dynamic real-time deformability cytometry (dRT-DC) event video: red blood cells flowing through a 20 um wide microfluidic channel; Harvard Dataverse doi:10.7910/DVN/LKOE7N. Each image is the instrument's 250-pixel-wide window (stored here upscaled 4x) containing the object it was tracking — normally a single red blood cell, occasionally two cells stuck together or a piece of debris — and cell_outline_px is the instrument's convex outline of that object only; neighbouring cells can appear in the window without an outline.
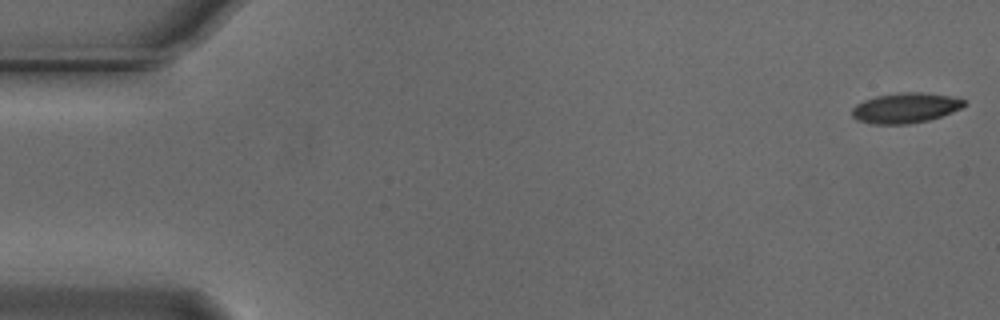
{"species": "Egyptian fruit bat (a non-hibernating species)", "species_latin": "Rousettus aegyptiacus", "temperature_condition": "cold", "stored_images_in_passage": 54, "camera_frame_rate_fps": 3000, "um_per_image_px": 0.085, "animal": {"sex": "male"}, "frame": {"image": 1, "passage_image": 1, "time_ms": 0.0, "image_size_px": [1000, 320], "cell_outline_px": [[968, 104], [952, 112], [928, 120], [908, 124], [872, 124], [856, 120], [852, 116], [852, 108], [856, 104], [864, 100], [876, 96], [900, 92], [924, 92], [952, 96], [964, 100]], "centroid_in_image_um": [76.95, 9.17], "position_along_channel_um": 8.0, "area_um2": 19.83}}
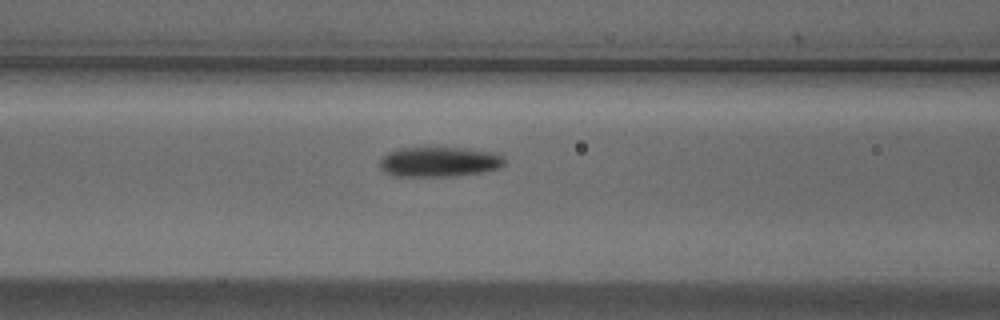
{"frame": {"image": 2, "passage_image": 22, "time_ms": 7.0, "image_size_px": [1000, 320], "cell_outline_px": [[504, 164], [500, 168], [480, 172], [448, 176], [396, 176], [384, 172], [380, 168], [380, 160], [388, 152], [400, 148], [468, 148], [500, 152], [504, 156]], "centroid_in_image_um": [37.38, 13.74], "position_along_channel_um": 129.2, "area_um2": 21.85}}
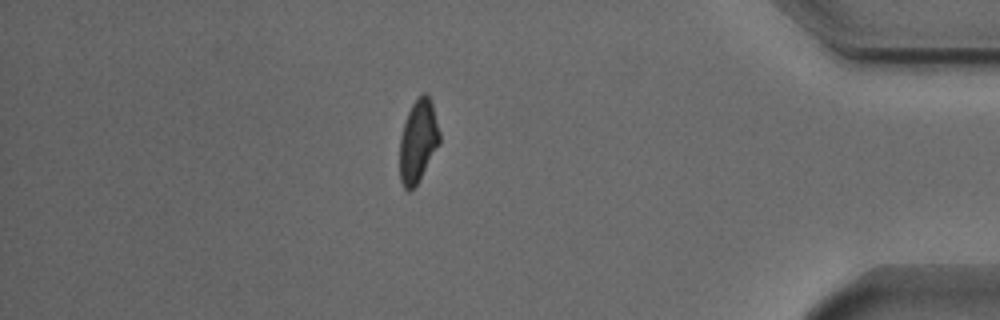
{"frame": {"image": 3, "passage_image": 47, "time_ms": 15.333, "image_size_px": [1000, 320], "cell_outline_px": [[440, 144], [420, 180], [408, 192], [404, 188], [400, 180], [400, 140], [404, 124], [408, 112], [412, 104], [424, 92], [428, 96], [432, 104], [440, 132]], "centroid_in_image_um": [35.55, 12.03], "position_along_channel_um": 399.7, "area_um2": 19.07}, "authors_computed_cell_mechanics": {"area_um2": 20.1433, "velocity_mm_per_s": 3.7334, "shape_relaxation_time_tau1_ms": 2.2218, "shape_relaxation_time_tau2_ms": 5.8789, "deformation_change_tau1": 0.1324, "deformation_change_tau2": 0.1478}}